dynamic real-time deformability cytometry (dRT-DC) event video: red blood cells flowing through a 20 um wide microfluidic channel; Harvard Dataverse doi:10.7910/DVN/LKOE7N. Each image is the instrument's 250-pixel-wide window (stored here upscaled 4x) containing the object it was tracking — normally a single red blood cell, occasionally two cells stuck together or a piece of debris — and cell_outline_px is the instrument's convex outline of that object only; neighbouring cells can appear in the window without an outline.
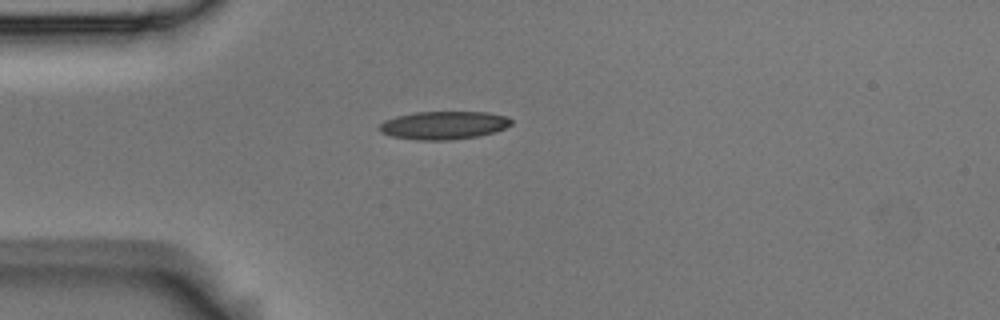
{"species": "Egyptian fruit bat (a non-hibernating species)", "species_latin": "Rousettus aegyptiacus", "temperature_condition": "room temperature", "stored_images_in_passage": 1, "camera_frame_rate_fps": 3000, "um_per_image_px": 0.085, "animal": {"sex": "male"}, "frame": {"image": 1, "passage_image": 1, "time_ms": 0.0, "image_size_px": [1000, 320], "cell_outline_px": [[512, 124], [496, 132], [480, 136], [452, 140], [416, 140], [392, 136], [380, 132], [376, 128], [384, 120], [396, 116], [416, 112], [488, 112], [508, 116], [512, 120]], "centroid_in_image_um": [37.72, 10.65], "position_along_channel_um": 47.3, "area_um2": 21.91}}